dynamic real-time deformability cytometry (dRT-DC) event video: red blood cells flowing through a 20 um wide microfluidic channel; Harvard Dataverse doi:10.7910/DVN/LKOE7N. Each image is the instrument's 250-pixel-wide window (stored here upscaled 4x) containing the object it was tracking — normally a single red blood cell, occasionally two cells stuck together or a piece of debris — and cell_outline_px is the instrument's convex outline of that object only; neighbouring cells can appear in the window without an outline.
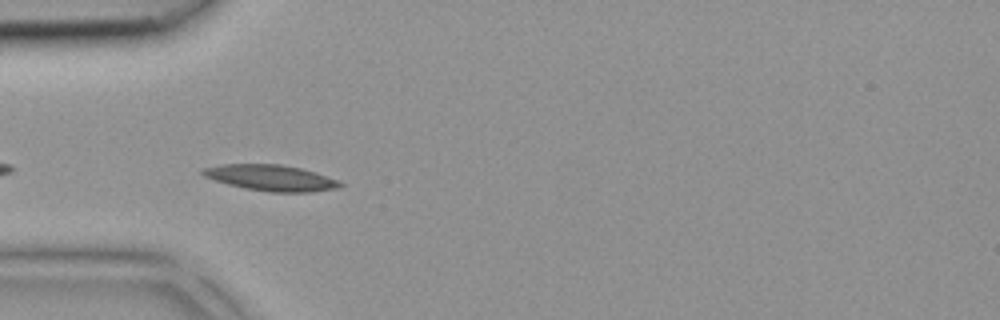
{"species": "common noctule bat (a hibernating species)", "species_latin": "Nyctalus noctula", "temperature_condition": "room temperature", "stored_images_in_passage": 31, "camera_frame_rate_fps": 3000, "um_per_image_px": 0.085, "animal": {"sex": "female", "body_mass_g": 18.4}, "frame": {"image": 1, "passage_image": 2, "time_ms": 0.333, "image_size_px": [1000, 320], "cell_outline_px": [[344, 184], [336, 188], [312, 192], [268, 192], [244, 188], [228, 184], [204, 176], [200, 172], [200, 168], [220, 164], [280, 164], [300, 168], [316, 172], [336, 180]], "centroid_in_image_um": [22.98, 15.11], "position_along_channel_um": 62.0, "area_um2": 20.75}}
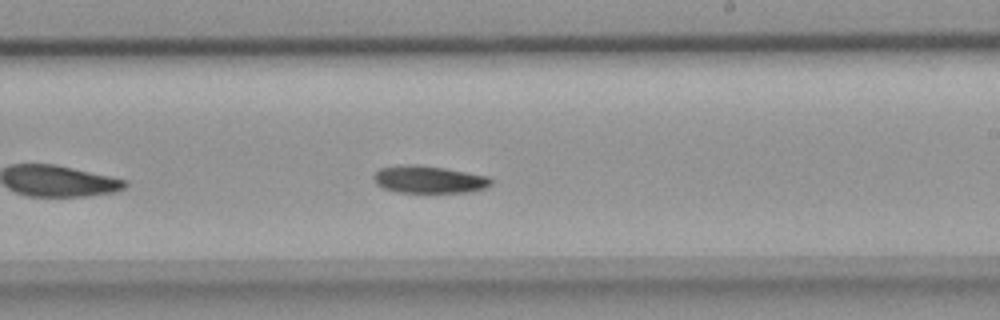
{"frame": {"image": 2, "passage_image": 14, "time_ms": 4.333, "image_size_px": [1000, 320], "cell_outline_px": [[492, 184], [484, 188], [472, 192], [396, 192], [384, 188], [376, 184], [372, 176], [380, 168], [408, 164], [416, 164], [444, 168], [488, 176], [492, 180]], "centroid_in_image_um": [36.45, 15.26], "position_along_channel_um": 252.5, "area_um2": 18.67}}
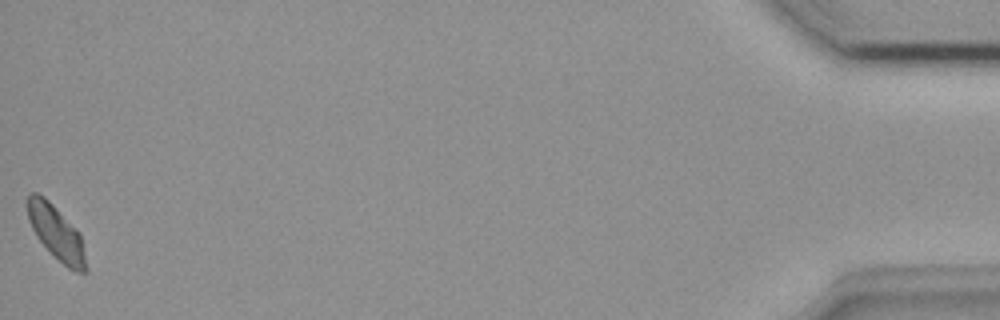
{"frame": {"image": 3, "passage_image": 31, "time_ms": 10.0, "image_size_px": [1000, 320], "cell_outline_px": [[88, 272], [76, 272], [68, 268], [36, 236], [28, 220], [28, 192], [36, 192], [44, 196], [80, 232], [88, 268]], "centroid_in_image_um": [4.81, 19.77], "position_along_channel_um": 430.4, "area_um2": 18.21}}